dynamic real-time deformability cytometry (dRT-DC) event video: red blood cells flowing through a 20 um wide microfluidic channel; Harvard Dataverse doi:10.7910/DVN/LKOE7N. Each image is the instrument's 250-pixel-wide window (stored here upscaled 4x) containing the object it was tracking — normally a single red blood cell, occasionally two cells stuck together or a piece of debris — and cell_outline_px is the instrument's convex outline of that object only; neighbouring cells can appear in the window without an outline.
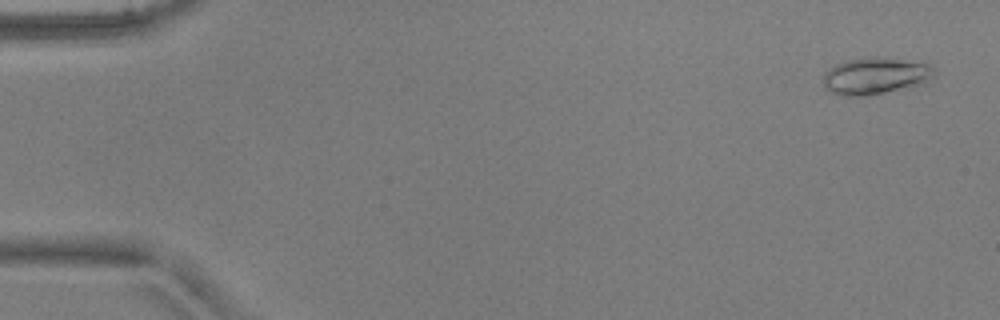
{"species": "common noctule bat (a hibernating species)", "species_latin": "Nyctalus noctula", "temperature_condition": "warm", "stored_images_in_passage": 15, "camera_frame_rate_fps": 3000, "um_per_image_px": 0.085, "animal": {"sex": "male", "body_mass_g": 17.9, "forearm_length_mm": 54.2}, "frame": {"image": 1, "passage_image": 3, "time_ms": 0.667, "image_size_px": [1000, 320], "cell_outline_px": [[932, 76], [924, 84], [884, 92], [860, 96], [840, 96], [832, 92], [824, 84], [824, 72], [828, 68], [836, 64], [848, 60], [872, 56], [884, 56], [924, 60], [932, 64]], "centroid_in_image_um": [74.47, 6.4], "position_along_channel_um": 10.5, "area_um2": 24.28}}